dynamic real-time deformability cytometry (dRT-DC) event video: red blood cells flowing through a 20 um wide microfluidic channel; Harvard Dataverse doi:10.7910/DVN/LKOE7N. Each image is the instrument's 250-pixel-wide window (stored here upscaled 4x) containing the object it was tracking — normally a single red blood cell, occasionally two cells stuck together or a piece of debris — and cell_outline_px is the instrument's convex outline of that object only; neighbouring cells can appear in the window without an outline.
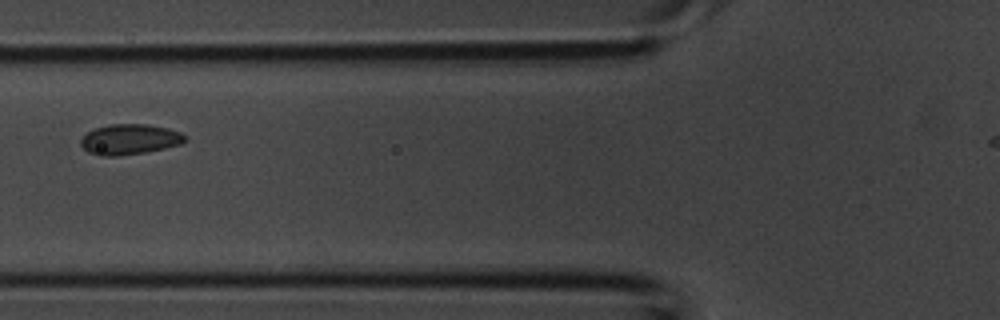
{"species": "common noctule bat (a hibernating species)", "species_latin": "Nyctalus noctula", "temperature_condition": "room temperature", "stored_images_in_passage": 3, "camera_frame_rate_fps": 3000, "um_per_image_px": 0.085, "animal": {"sex": "male", "body_mass_g": 20.1, "forearm_length_mm": 53.5}, "frame": {"image": 1, "passage_image": 3, "time_ms": 0.667, "image_size_px": [1000, 320], "cell_outline_px": [[188, 140], [180, 144], [164, 148], [144, 152], [120, 156], [100, 156], [88, 152], [80, 144], [80, 140], [88, 132], [96, 128], [108, 124], [148, 124], [168, 128], [180, 132]], "centroid_in_image_um": [11.01, 11.84], "position_along_channel_um": 114.8, "area_um2": 18.44}}